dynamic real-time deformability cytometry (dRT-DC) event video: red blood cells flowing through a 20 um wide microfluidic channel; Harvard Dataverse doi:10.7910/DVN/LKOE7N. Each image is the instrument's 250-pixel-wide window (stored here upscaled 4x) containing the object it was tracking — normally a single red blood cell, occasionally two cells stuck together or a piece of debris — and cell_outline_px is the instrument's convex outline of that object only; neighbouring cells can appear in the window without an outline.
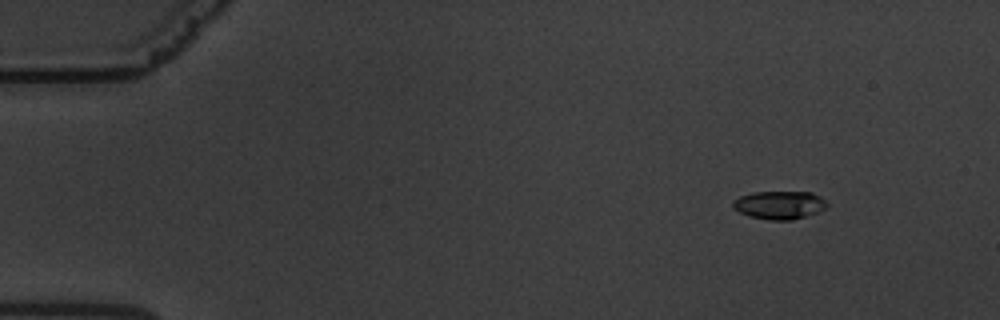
{"species": "common noctule bat (a hibernating species)", "species_latin": "Nyctalus noctula", "temperature_condition": "warm", "stored_images_in_passage": 61, "camera_frame_rate_fps": 3000, "um_per_image_px": 0.085, "animal": {"sex": "male", "body_mass_g": 19.5, "forearm_length_mm": 54.6}, "frame": {"image": 1, "passage_image": 7, "time_ms": 2.0, "image_size_px": [1000, 320], "cell_outline_px": [[828, 204], [824, 208], [816, 212], [792, 220], [768, 220], [748, 216], [732, 208], [732, 200], [740, 196], [752, 192], [812, 192], [820, 196]], "centroid_in_image_um": [66.19, 17.42], "position_along_channel_um": 18.8, "area_um2": 15.43}}
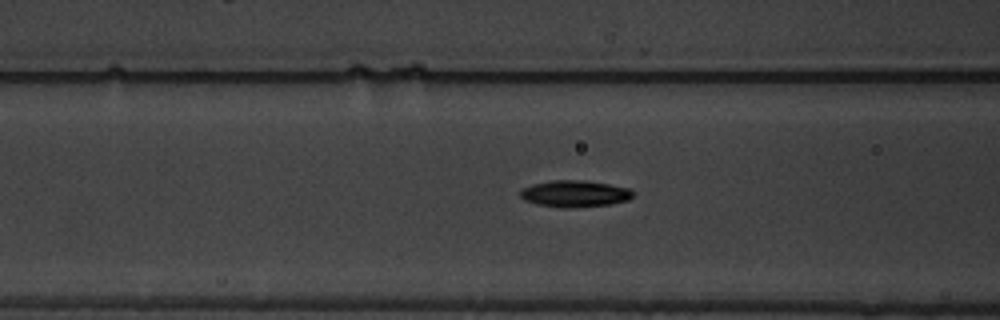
{"frame": {"image": 2, "passage_image": 25, "time_ms": 8.0, "image_size_px": [1000, 320], "cell_outline_px": [[632, 196], [628, 200], [612, 204], [572, 208], [564, 208], [536, 204], [524, 200], [520, 196], [520, 192], [524, 188], [532, 184], [552, 180], [580, 180], [608, 184], [628, 188], [632, 192]], "centroid_in_image_um": [48.83, 16.47], "position_along_channel_um": 117.8, "area_um2": 17.4}}
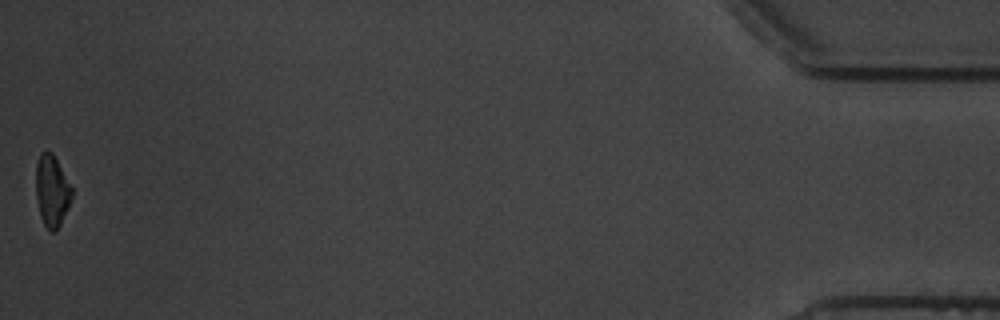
{"frame": {"image": 3, "passage_image": 61, "time_ms": 20.0, "image_size_px": [1000, 320], "cell_outline_px": [[72, 196], [68, 208], [60, 224], [52, 232], [44, 224], [40, 216], [36, 196], [36, 164], [40, 152], [52, 152], [72, 188]], "centroid_in_image_um": [4.4, 16.2], "position_along_channel_um": 430.8, "area_um2": 14.68}, "authors_computed_cell_mechanics": {"area_um2": 15.8372, "velocity_mm_per_s": 3.3769, "shape_relaxation_time_tau1_ms": 1.7821, "shape_relaxation_time_tau2_ms": 10.4205, "deformation_change_tau1": 0.1444, "deformation_change_tau2": 0.1763}}